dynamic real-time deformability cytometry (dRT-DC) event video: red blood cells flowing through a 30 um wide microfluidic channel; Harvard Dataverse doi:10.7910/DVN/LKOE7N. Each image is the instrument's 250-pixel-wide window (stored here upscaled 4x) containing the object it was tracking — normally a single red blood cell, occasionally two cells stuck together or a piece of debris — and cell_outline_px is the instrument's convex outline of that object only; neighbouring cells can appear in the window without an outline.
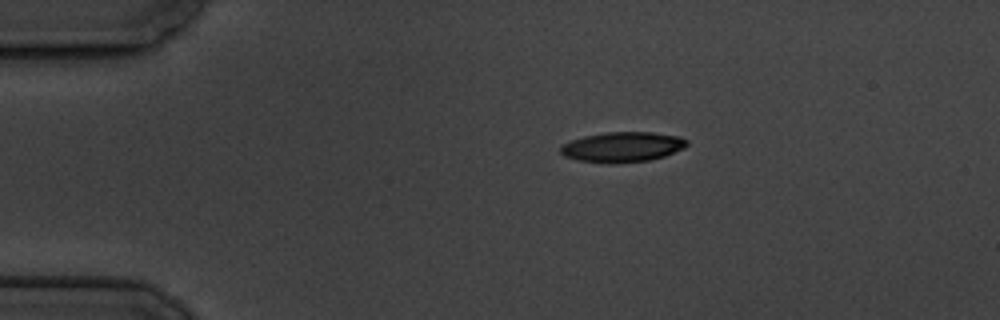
{"species": "common noctule bat (a hibernating species)", "species_latin": "Nyctalus noctula", "temperature_condition": "cold", "stored_images_in_passage": 3, "camera_frame_rate_fps": 3000, "um_per_image_px": 0.085, "animal": {"sex": "male", "body_mass_g": 19.5, "forearm_length_mm": 54.6}, "frame": {"image": 1, "passage_image": 1, "time_ms": 0.0, "image_size_px": [1000, 320], "cell_outline_px": [[688, 144], [684, 148], [664, 156], [648, 160], [616, 164], [608, 164], [576, 160], [564, 156], [560, 152], [560, 144], [584, 136], [608, 132], [652, 132], [680, 136], [688, 140]], "centroid_in_image_um": [52.89, 12.5], "position_along_channel_um": 32.1, "area_um2": 22.43}}
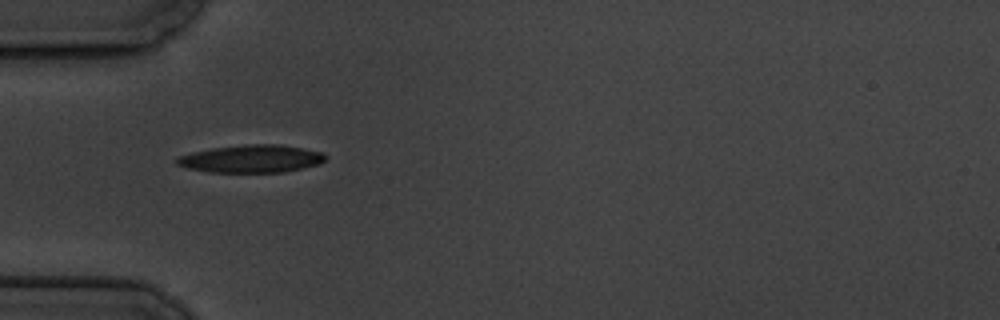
{"frame": {"image": 2, "passage_image": 3, "time_ms": 2.333, "image_size_px": [1000, 320], "cell_outline_px": [[324, 160], [320, 164], [284, 172], [208, 172], [188, 168], [176, 164], [172, 160], [176, 156], [192, 152], [212, 148], [248, 144], [280, 144], [324, 152]], "centroid_in_image_um": [21.32, 13.49], "position_along_channel_um": 63.7, "area_um2": 24.1}}